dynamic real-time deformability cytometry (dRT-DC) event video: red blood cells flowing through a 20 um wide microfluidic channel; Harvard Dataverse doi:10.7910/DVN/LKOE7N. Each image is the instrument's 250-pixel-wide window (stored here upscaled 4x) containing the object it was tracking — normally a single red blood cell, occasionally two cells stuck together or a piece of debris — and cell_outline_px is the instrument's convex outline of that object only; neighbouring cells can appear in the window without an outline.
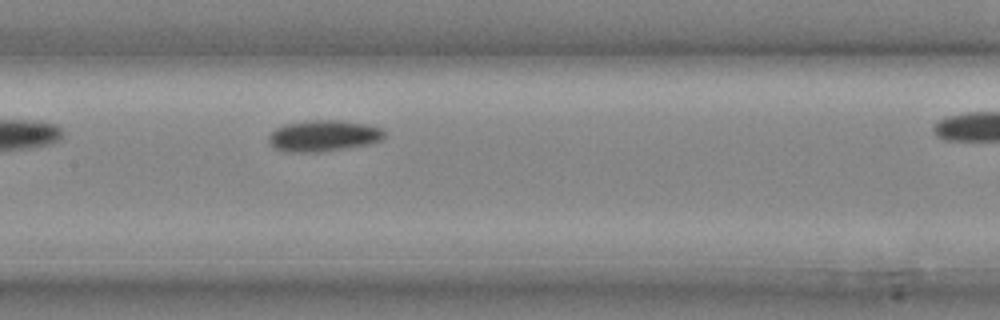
{"species": "common noctule bat (a hibernating species)", "species_latin": "Nyctalus noctula", "temperature_condition": "cold", "stored_images_in_passage": 7, "segment_of_instrument_passage": [1, 2], "camera_frame_rate_fps": 3000, "um_per_image_px": 0.085, "animal": {"sex": "male", "body_mass_g": 20.4}, "frame": {"image": 1, "passage_image": 6, "time_ms": 1.667, "image_size_px": [1000, 320], "cell_outline_px": [[384, 136], [380, 140], [368, 144], [320, 152], [280, 152], [272, 148], [268, 140], [268, 136], [276, 128], [284, 124], [316, 120], [340, 120], [364, 124], [380, 128], [384, 132]], "centroid_in_image_um": [27.42, 11.56], "position_along_channel_um": 180.0, "area_um2": 20.98}}